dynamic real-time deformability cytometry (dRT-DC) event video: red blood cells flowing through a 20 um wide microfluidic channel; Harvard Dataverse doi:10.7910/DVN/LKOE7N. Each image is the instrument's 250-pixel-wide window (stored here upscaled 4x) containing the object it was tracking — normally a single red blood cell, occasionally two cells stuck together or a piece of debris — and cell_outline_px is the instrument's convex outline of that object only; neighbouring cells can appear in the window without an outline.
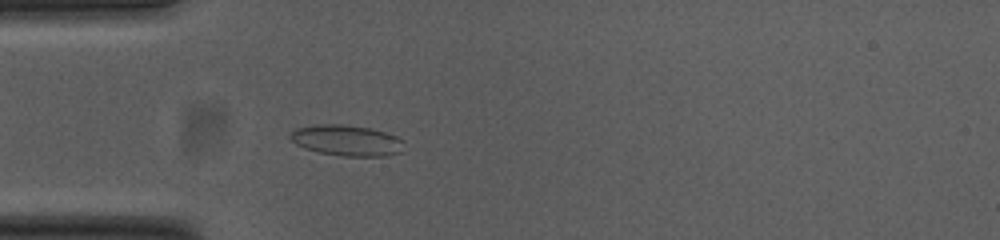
{"species": "common noctule bat (a hibernating species)", "species_latin": "Nyctalus noctula", "temperature_condition": "cold", "stored_images_in_passage": 52, "camera_frame_rate_fps": 3000, "um_per_image_px": 0.085, "animal": {"sex": "female", "body_mass_g": 23.0, "forearm_length_mm": 53.4}, "frame": {"image": 1, "passage_image": 14, "time_ms": 4.333, "image_size_px": [1000, 240], "cell_outline_px": [[404, 140], [400, 152], [388, 156], [344, 156], [320, 152], [304, 148], [296, 144], [288, 136], [296, 128], [320, 124], [340, 124], [372, 128], [396, 136]], "centroid_in_image_um": [29.48, 11.93], "position_along_channel_um": 55.5, "area_um2": 20.35}}
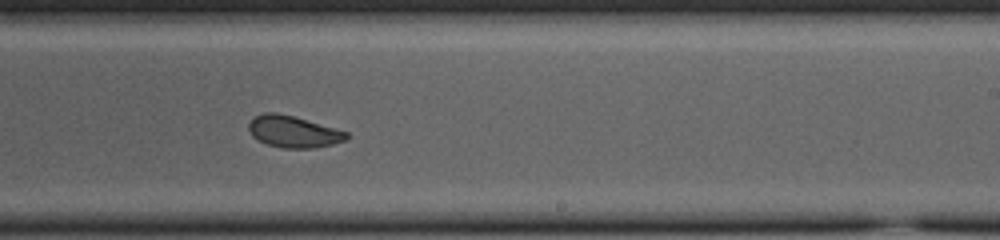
{"frame": {"image": 2, "passage_image": 31, "time_ms": 10.0, "image_size_px": [1000, 240], "cell_outline_px": [[348, 136], [344, 140], [332, 144], [316, 148], [284, 148], [268, 144], [252, 136], [248, 128], [248, 124], [256, 116], [264, 112], [276, 112], [292, 116], [348, 132]], "centroid_in_image_um": [24.92, 11.19], "position_along_channel_um": 264.1, "area_um2": 17.69}}
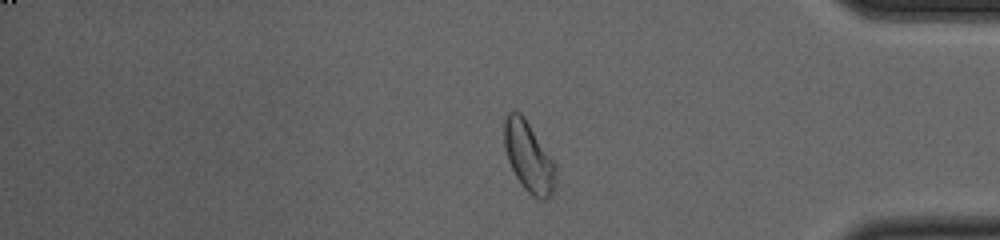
{"frame": {"image": 3, "passage_image": 43, "time_ms": 14.0, "image_size_px": [1000, 240], "cell_outline_px": [[556, 188], [552, 196], [544, 200], [540, 200], [532, 196], [524, 188], [516, 176], [508, 160], [504, 144], [504, 120], [508, 112], [520, 112], [524, 116], [556, 164]], "centroid_in_image_um": [44.97, 13.37], "position_along_channel_um": 390.2, "area_um2": 21.21}, "authors_computed_cell_mechanics": {"area_um2": 19.7387, "velocity_mm_per_s": 3.7694, "shape_relaxation_time_tau1_ms": 11.2886, "shape_relaxation_time_tau2_ms": 0.8722, "deformation_change_tau1": 0.2076, "deformation_change_tau2": 0.0656}}